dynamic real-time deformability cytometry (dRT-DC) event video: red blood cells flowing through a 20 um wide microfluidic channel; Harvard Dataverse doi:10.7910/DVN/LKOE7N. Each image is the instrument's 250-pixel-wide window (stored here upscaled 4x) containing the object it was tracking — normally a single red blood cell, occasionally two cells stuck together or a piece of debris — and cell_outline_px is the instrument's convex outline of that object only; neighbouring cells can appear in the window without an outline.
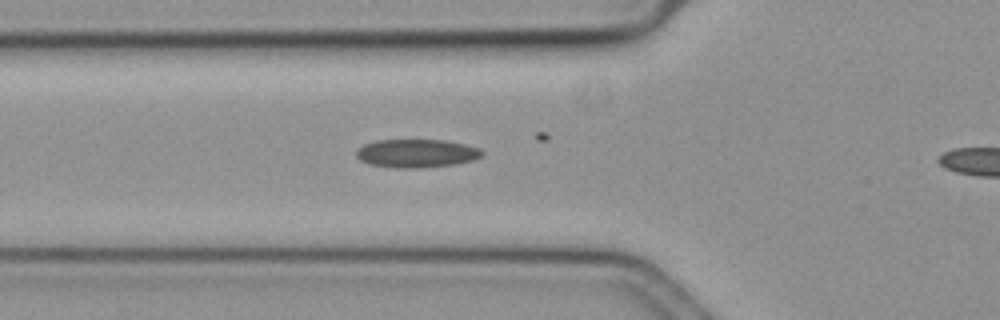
{"species": "common noctule bat (a hibernating species)", "species_latin": "Nyctalus noctula", "temperature_condition": "cold", "stored_images_in_passage": 26, "camera_frame_rate_fps": 3000, "um_per_image_px": 0.085, "animal": {"sex": "female", "body_mass_g": 19.3, "forearm_length_mm": 54.1}, "frame": {"image": 1, "passage_image": 2, "time_ms": 0.333, "image_size_px": [1000, 320], "cell_outline_px": [[484, 152], [480, 156], [472, 160], [452, 164], [424, 168], [392, 168], [368, 164], [360, 160], [356, 156], [356, 148], [364, 144], [376, 140], [444, 140], [464, 144], [480, 148]], "centroid_in_image_um": [35.35, 13.03], "position_along_channel_um": 90.5, "area_um2": 20.87}}
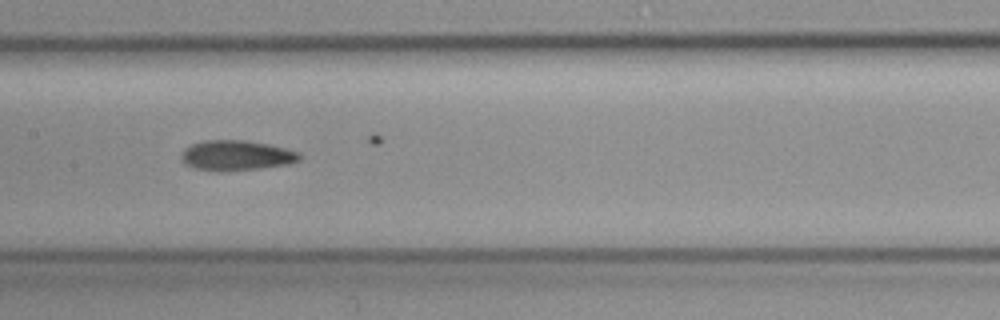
{"frame": {"image": 2, "passage_image": 10, "time_ms": 3.0, "image_size_px": [1000, 320], "cell_outline_px": [[300, 160], [288, 164], [260, 168], [224, 172], [216, 172], [196, 168], [184, 164], [180, 160], [180, 156], [184, 148], [192, 144], [204, 140], [244, 140], [268, 144], [300, 152]], "centroid_in_image_um": [20.04, 13.22], "position_along_channel_um": 187.4, "area_um2": 20.98}}
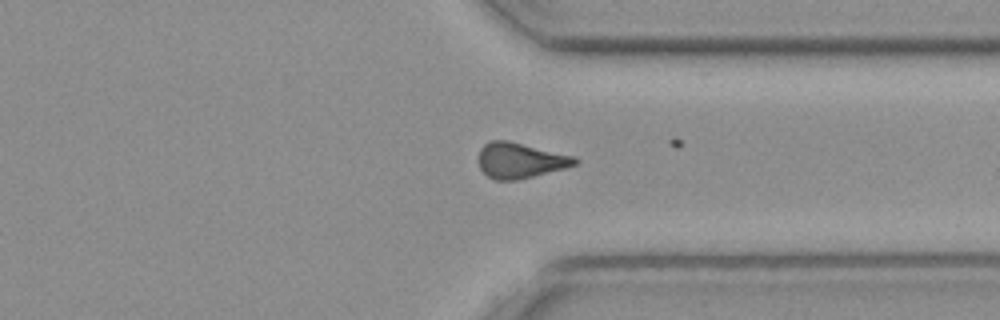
{"frame": {"image": 3, "passage_image": 25, "time_ms": 8.0, "image_size_px": [1000, 320], "cell_outline_px": [[580, 160], [576, 164], [564, 168], [516, 180], [496, 180], [488, 176], [480, 168], [480, 148], [488, 140], [508, 140], [576, 156]], "centroid_in_image_um": [44.23, 13.61], "position_along_channel_um": 367.2, "area_um2": 19.83}}